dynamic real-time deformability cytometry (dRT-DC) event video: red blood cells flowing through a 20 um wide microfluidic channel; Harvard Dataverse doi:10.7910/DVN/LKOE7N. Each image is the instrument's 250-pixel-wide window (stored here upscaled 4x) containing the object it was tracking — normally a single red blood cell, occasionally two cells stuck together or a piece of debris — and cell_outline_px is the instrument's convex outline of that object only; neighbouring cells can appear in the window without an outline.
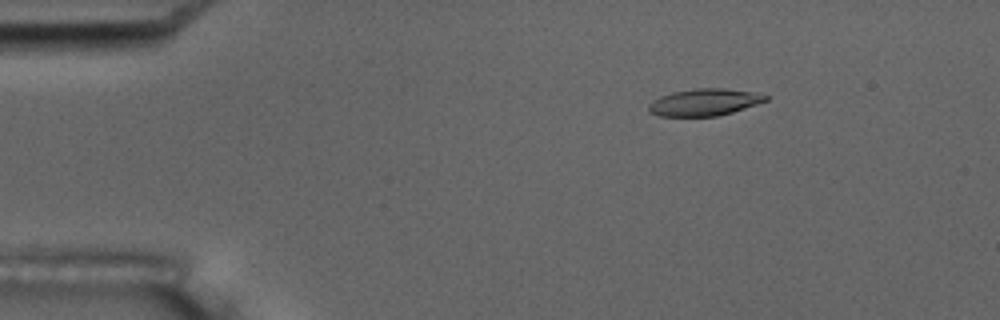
{"species": "common noctule bat (a hibernating species)", "species_latin": "Nyctalus noctula", "temperature_condition": "room temperature", "stored_images_in_passage": 8, "camera_frame_rate_fps": 3000, "um_per_image_px": 0.085, "animal": {"sex": "male", "body_mass_g": 17.5, "forearm_length_mm": 52.3}, "frame": {"image": 1, "passage_image": 2, "time_ms": 2.0, "image_size_px": [1000, 320], "cell_outline_px": [[768, 100], [732, 112], [716, 116], [660, 116], [648, 112], [648, 104], [652, 100], [660, 96], [672, 92], [696, 88], [724, 88], [748, 92], [768, 96]], "centroid_in_image_um": [59.79, 8.69], "position_along_channel_um": 25.2, "area_um2": 18.21}}
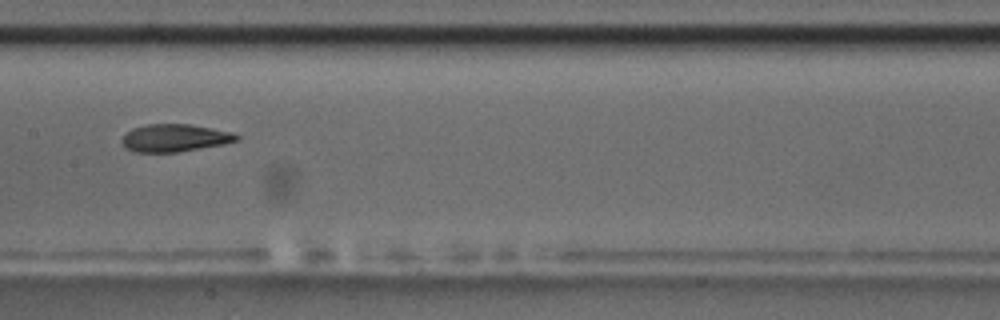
{"frame": {"image": 2, "passage_image": 7, "time_ms": 8.667, "image_size_px": [1000, 320], "cell_outline_px": [[240, 140], [224, 144], [176, 152], [132, 152], [124, 148], [120, 140], [124, 132], [132, 128], [148, 124], [188, 124], [212, 128], [232, 132], [240, 136]], "centroid_in_image_um": [14.8, 11.72], "position_along_channel_um": 192.6, "area_um2": 18.67}}